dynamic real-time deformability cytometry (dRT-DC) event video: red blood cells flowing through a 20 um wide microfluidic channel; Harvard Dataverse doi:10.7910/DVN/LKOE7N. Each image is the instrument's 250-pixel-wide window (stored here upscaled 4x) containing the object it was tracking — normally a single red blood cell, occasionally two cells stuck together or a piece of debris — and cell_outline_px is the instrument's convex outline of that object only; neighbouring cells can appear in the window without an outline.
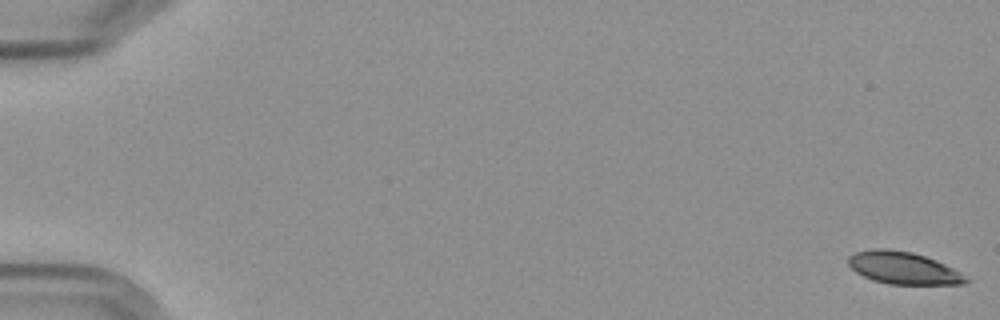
{"species": "Egyptian fruit bat (a non-hibernating species)", "species_latin": "Rousettus aegyptiacus", "temperature_condition": "cold", "stored_images_in_passage": 7, "camera_frame_rate_fps": 3000, "um_per_image_px": 0.085, "frame": {"image": 1, "passage_image": 1, "time_ms": 0.0, "image_size_px": [1000, 320], "cell_outline_px": [[972, 280], [964, 284], [888, 284], [872, 280], [856, 272], [848, 264], [848, 256], [856, 252], [872, 248], [888, 248], [912, 252], [936, 260], [960, 272]], "centroid_in_image_um": [76.78, 22.77], "position_along_channel_um": 8.2, "area_um2": 22.2}}